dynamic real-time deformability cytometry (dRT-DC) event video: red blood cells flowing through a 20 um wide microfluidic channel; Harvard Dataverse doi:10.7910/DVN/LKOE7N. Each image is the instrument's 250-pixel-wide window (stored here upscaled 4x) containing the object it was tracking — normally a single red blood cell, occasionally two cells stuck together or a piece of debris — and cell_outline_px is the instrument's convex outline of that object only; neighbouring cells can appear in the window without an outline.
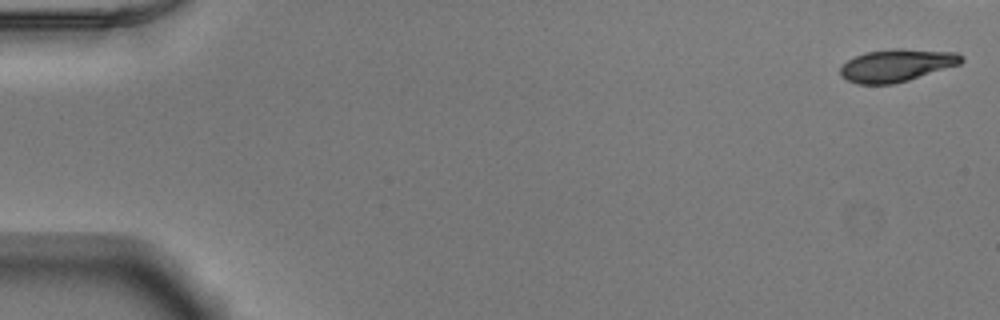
{"species": "Egyptian fruit bat (a non-hibernating species)", "species_latin": "Rousettus aegyptiacus", "temperature_condition": "warm", "stored_images_in_passage": 43, "camera_frame_rate_fps": 3000, "um_per_image_px": 0.085, "animal": {"sex": "male"}, "frame": {"image": 1, "passage_image": 1, "time_ms": 0.0, "image_size_px": [1000, 320], "cell_outline_px": [[964, 60], [960, 64], [908, 80], [892, 84], [856, 84], [840, 76], [840, 68], [848, 60], [864, 52], [892, 48], [900, 48], [956, 52], [964, 56]], "centroid_in_image_um": [76.22, 5.54], "position_along_channel_um": 8.8, "area_um2": 23.0}}
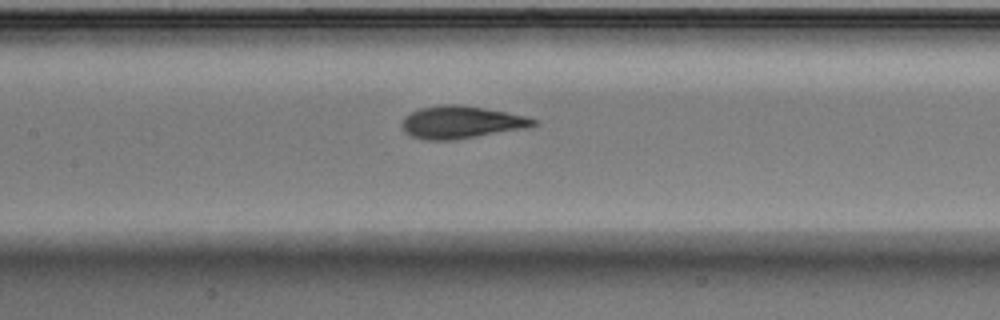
{"frame": {"image": 2, "passage_image": 25, "time_ms": 8.0, "image_size_px": [1000, 320], "cell_outline_px": [[540, 124], [532, 128], [452, 140], [424, 140], [412, 136], [404, 132], [400, 124], [404, 116], [420, 108], [444, 104], [460, 104], [484, 108], [524, 116], [536, 120]], "centroid_in_image_um": [39.21, 10.4], "position_along_channel_um": 168.2, "area_um2": 25.14}}
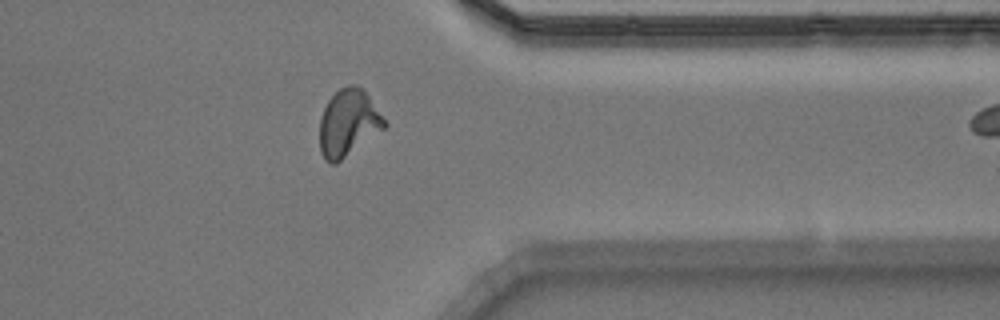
{"frame": {"image": 3, "passage_image": 42, "time_ms": 13.667, "image_size_px": [1000, 320], "cell_outline_px": [[388, 124], [384, 128], [336, 164], [328, 164], [324, 160], [320, 152], [320, 116], [328, 100], [340, 88], [348, 84], [356, 84], [364, 88]], "centroid_in_image_um": [29.59, 10.44], "position_along_channel_um": 381.8, "area_um2": 25.37}}